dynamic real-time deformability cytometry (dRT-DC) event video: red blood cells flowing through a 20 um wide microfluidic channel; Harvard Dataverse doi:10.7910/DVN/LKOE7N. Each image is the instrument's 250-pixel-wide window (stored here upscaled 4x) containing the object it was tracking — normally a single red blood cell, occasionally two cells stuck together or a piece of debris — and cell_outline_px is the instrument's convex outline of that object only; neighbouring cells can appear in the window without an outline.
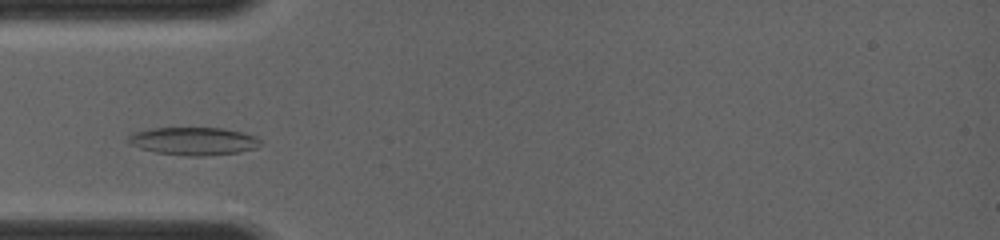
{"species": "common noctule bat (a hibernating species)", "species_latin": "Nyctalus noctula", "temperature_condition": "room temperature", "stored_images_in_passage": 22, "camera_frame_rate_fps": 4000, "um_per_image_px": 0.085, "animal": {"sex": "female", "body_mass_g": 19.0, "forearm_length_mm": 56.7}, "frame": {"image": 1, "passage_image": 5, "time_ms": 1.5, "image_size_px": [1000, 240], "cell_outline_px": [[260, 140], [252, 148], [236, 152], [204, 156], [188, 156], [156, 152], [132, 144], [128, 140], [136, 132], [156, 128], [220, 128], [240, 132], [252, 136]], "centroid_in_image_um": [16.43, 11.99], "position_along_channel_um": 68.6, "area_um2": 20.46}}
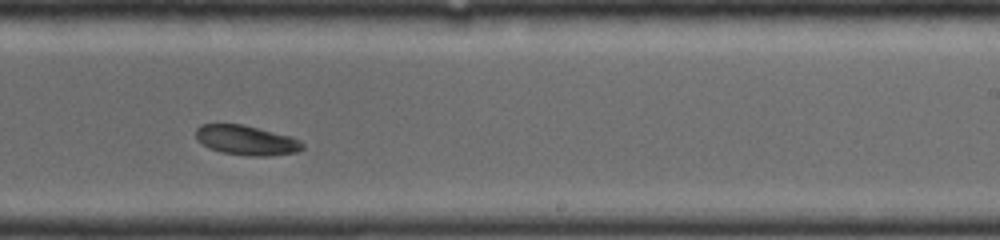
{"frame": {"image": 2, "passage_image": 15, "time_ms": 6.0, "image_size_px": [1000, 240], "cell_outline_px": [[304, 148], [296, 152], [268, 156], [252, 156], [224, 152], [212, 148], [204, 144], [196, 136], [196, 128], [200, 124], [244, 124], [288, 136], [304, 144]], "centroid_in_image_um": [20.94, 11.91], "position_along_channel_um": 268.1, "area_um2": 17.98}}
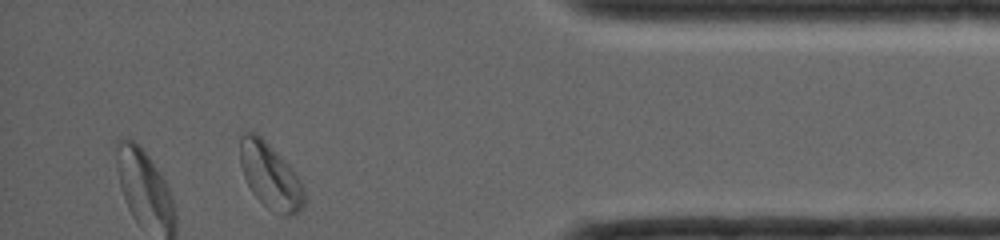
{"frame": {"image": 3, "passage_image": 22, "time_ms": 9.75, "image_size_px": [1000, 240], "cell_outline_px": [[304, 208], [288, 216], [280, 216], [268, 208], [252, 192], [244, 176], [240, 164], [240, 140], [248, 132], [256, 132], [288, 164], [304, 188]], "centroid_in_image_um": [22.97, 15.0], "position_along_channel_um": 412.2, "area_um2": 23.99}}